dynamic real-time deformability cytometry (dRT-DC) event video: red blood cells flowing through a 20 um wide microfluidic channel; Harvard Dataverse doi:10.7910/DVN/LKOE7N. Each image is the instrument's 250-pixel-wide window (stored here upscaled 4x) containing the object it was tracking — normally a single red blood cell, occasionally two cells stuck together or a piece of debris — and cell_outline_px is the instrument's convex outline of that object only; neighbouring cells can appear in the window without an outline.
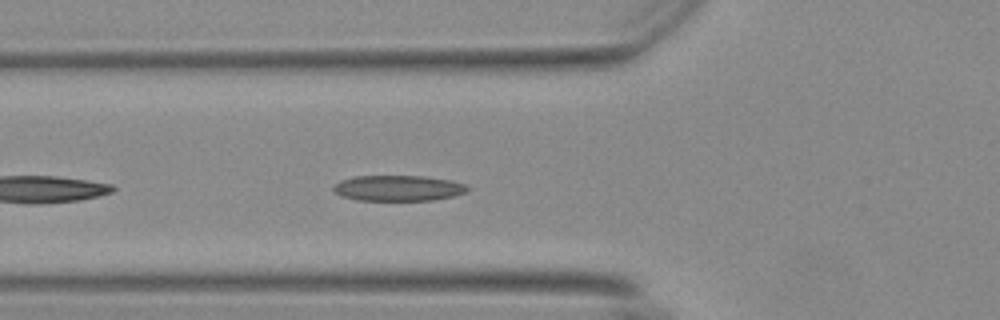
{"species": "Egyptian fruit bat (a non-hibernating species)", "species_latin": "Rousettus aegyptiacus", "temperature_condition": "warm", "stored_images_in_passage": 15, "camera_frame_rate_fps": 3000, "um_per_image_px": 0.085, "animal": {"sex": "female"}, "frame": {"image": 1, "passage_image": 5, "time_ms": 1.333, "image_size_px": [1000, 320], "cell_outline_px": [[472, 188], [468, 192], [456, 196], [432, 200], [356, 200], [340, 196], [332, 188], [340, 180], [356, 176], [424, 176], [452, 180], [464, 184]], "centroid_in_image_um": [33.9, 15.99], "position_along_channel_um": 91.9, "area_um2": 20.23}}
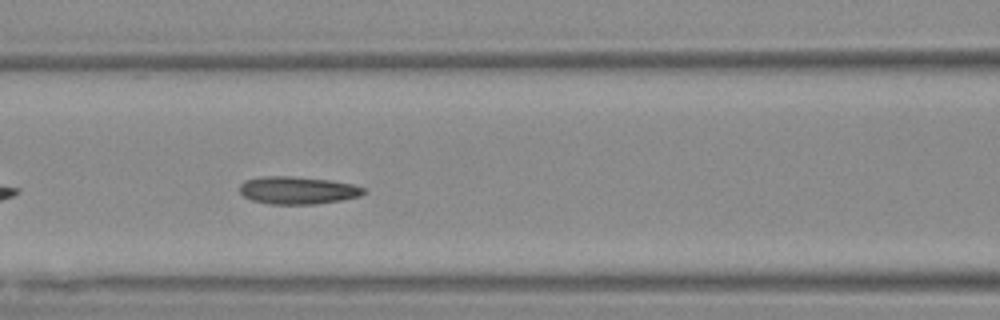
{"frame": {"image": 2, "passage_image": 9, "time_ms": 2.667, "image_size_px": [1000, 320], "cell_outline_px": [[368, 192], [360, 196], [340, 200], [316, 204], [268, 204], [252, 200], [244, 196], [240, 192], [240, 184], [244, 180], [260, 176], [292, 176], [332, 180], [352, 184], [368, 188]], "centroid_in_image_um": [25.33, 16.17], "position_along_channel_um": 141.3, "area_um2": 20.23}}
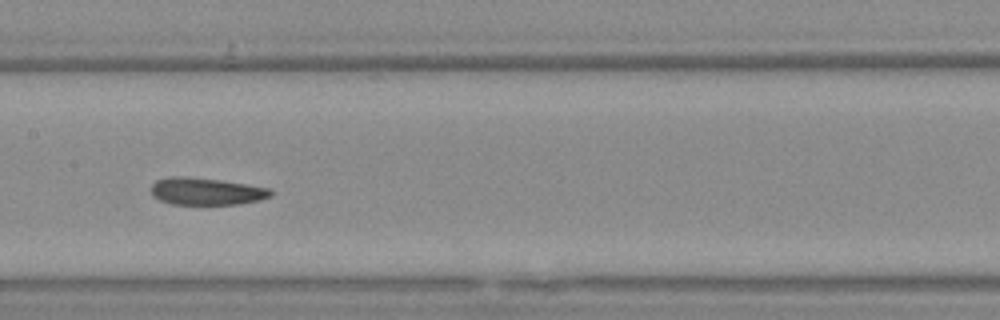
{"frame": {"image": 3, "passage_image": 13, "time_ms": 4.0, "image_size_px": [1000, 320], "cell_outline_px": [[272, 196], [260, 200], [240, 204], [168, 204], [152, 196], [152, 184], [156, 180], [172, 176], [184, 176], [220, 180], [268, 188], [272, 192]], "centroid_in_image_um": [17.5, 16.27], "position_along_channel_um": 189.9, "area_um2": 18.9}}